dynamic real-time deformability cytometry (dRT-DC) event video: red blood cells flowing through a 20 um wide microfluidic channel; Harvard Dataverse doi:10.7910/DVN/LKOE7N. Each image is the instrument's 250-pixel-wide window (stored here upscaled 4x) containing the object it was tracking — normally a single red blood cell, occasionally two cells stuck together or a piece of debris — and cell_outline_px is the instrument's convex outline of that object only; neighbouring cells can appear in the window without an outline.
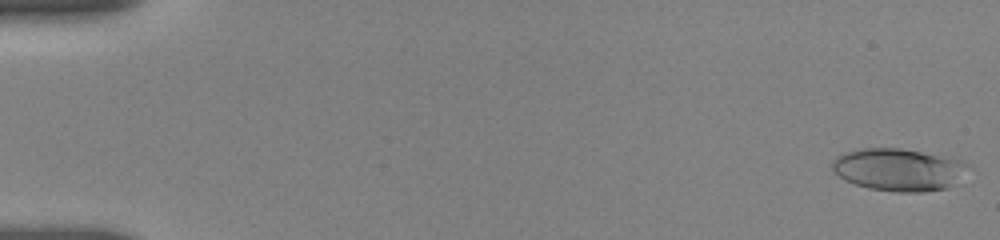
{"species": "human", "species_latin": "Homo sapiens", "temperature_condition": "room temperature", "stored_images_in_passage": 55, "camera_frame_rate_fps": 3000, "um_per_image_px": 0.085, "donor": {"sex": "female"}, "frame": {"image": 1, "passage_image": 1, "time_ms": 0.0, "image_size_px": [1000, 240], "cell_outline_px": [[972, 168], [948, 188], [924, 192], [896, 192], [868, 188], [844, 180], [832, 168], [832, 160], [836, 156], [844, 152], [860, 148], [900, 148], [956, 156], [964, 160]], "centroid_in_image_um": [76.47, 14.39], "position_along_channel_um": 8.5, "area_um2": 34.39}}
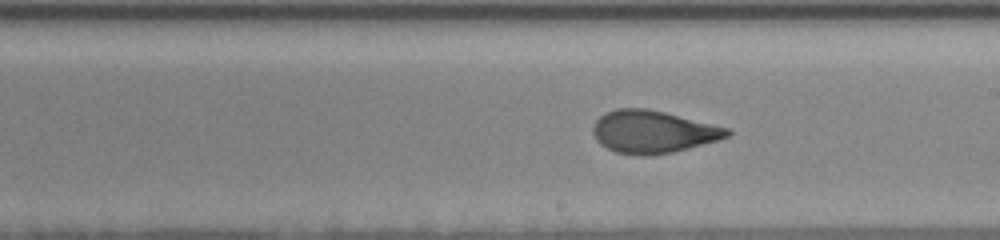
{"frame": {"image": 2, "passage_image": 32, "time_ms": 10.333, "image_size_px": [1000, 240], "cell_outline_px": [[732, 132], [728, 136], [720, 140], [672, 152], [648, 156], [640, 156], [616, 152], [600, 144], [596, 140], [592, 132], [592, 128], [596, 120], [600, 116], [616, 108], [648, 108], [732, 128]], "centroid_in_image_um": [55.53, 11.2], "position_along_channel_um": 233.5, "area_um2": 33.52}}
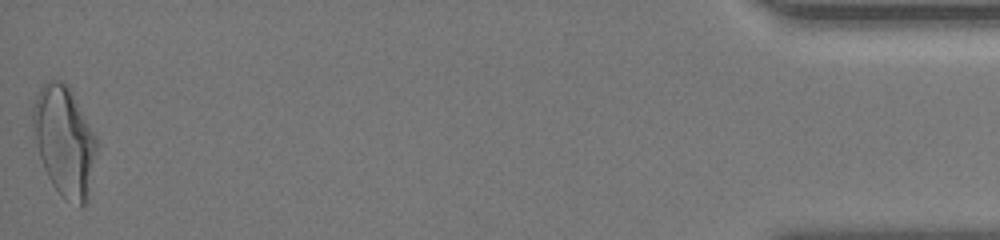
{"frame": {"image": 3, "passage_image": 55, "time_ms": 18.0, "image_size_px": [1000, 240], "cell_outline_px": [[96, 148], [84, 204], [80, 208], [60, 196], [52, 184], [44, 168], [32, 136], [32, 108], [36, 96], [40, 88], [48, 80], [60, 80], [72, 88], [96, 136]], "centroid_in_image_um": [5.42, 11.92], "position_along_channel_um": 429.8, "area_um2": 40.63}, "authors_computed_cell_mechanics": {"area_um2": 32.8882, "velocity_mm_per_s": 3.6753, "shape_relaxation_time_tau1_ms": 5.5569, "shape_relaxation_time_tau2_ms": 1.1377, "deformation_change_tau1": 0.1999, "deformation_change_tau2": 0.0806}}